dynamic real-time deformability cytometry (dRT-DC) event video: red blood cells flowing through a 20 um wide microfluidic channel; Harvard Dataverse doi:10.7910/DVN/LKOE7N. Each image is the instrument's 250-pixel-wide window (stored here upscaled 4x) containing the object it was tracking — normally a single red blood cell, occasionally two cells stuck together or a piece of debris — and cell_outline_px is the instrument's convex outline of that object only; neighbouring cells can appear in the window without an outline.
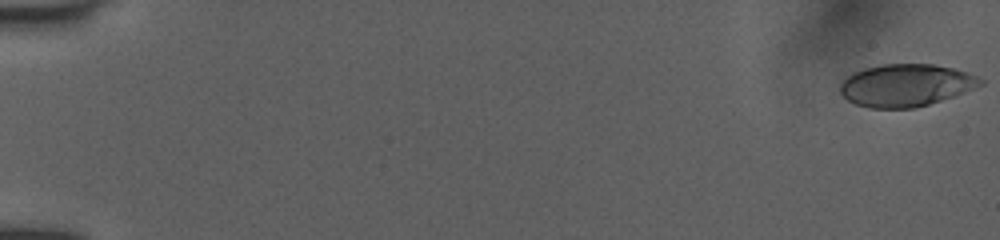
{"species": "human", "species_latin": "Homo sapiens", "temperature_condition": "room temperature", "stored_images_in_passage": 31, "camera_frame_rate_fps": 3000, "um_per_image_px": 0.085, "donor": {"sex": "female"}, "frame": {"image": 1, "passage_image": 1, "time_ms": 0.0, "image_size_px": [1000, 240], "cell_outline_px": [[984, 84], [964, 92], [916, 108], [868, 108], [856, 104], [848, 100], [840, 92], [840, 84], [848, 76], [864, 68], [884, 64], [932, 64], [952, 68], [968, 72], [984, 80]], "centroid_in_image_um": [77.0, 7.25], "position_along_channel_um": 8.0, "area_um2": 34.39}}
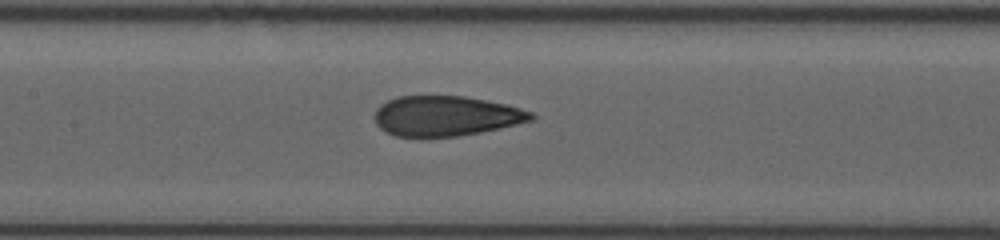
{"frame": {"image": 2, "passage_image": 18, "time_ms": 8.667, "image_size_px": [1000, 240], "cell_outline_px": [[536, 116], [532, 120], [516, 124], [480, 132], [456, 136], [396, 136], [380, 128], [376, 124], [376, 108], [380, 104], [396, 96], [464, 96], [504, 104], [520, 108], [532, 112]], "centroid_in_image_um": [37.89, 9.84], "position_along_channel_um": 169.5, "area_um2": 36.13}}
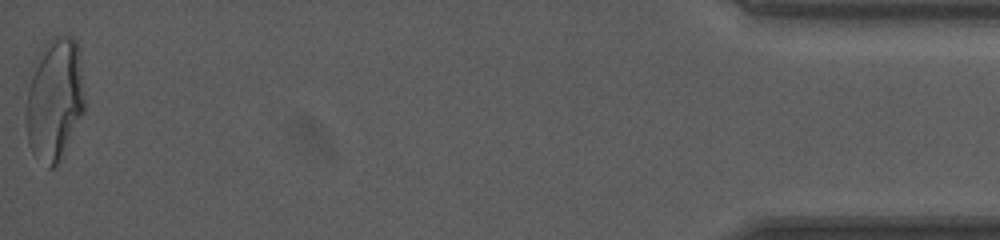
{"frame": {"image": 3, "passage_image": 31, "time_ms": 17.333, "image_size_px": [1000, 240], "cell_outline_px": [[84, 112], [64, 156], [52, 168], [48, 168], [32, 152], [28, 144], [24, 120], [24, 112], [32, 64], [48, 40], [52, 36], [72, 36], [76, 40], [80, 52], [84, 96]], "centroid_in_image_um": [4.62, 8.46], "position_along_channel_um": 430.6, "area_um2": 42.89}, "authors_computed_cell_mechanics": {"area_um2": 36.7608, "velocity_mm_per_s": 4.0046, "shape_relaxation_time_tau1_ms": 7.0832, "shape_relaxation_time_tau2_ms": 1.0673, "deformation_change_tau1": 0.2292, "deformation_change_tau2": 0.0851}}